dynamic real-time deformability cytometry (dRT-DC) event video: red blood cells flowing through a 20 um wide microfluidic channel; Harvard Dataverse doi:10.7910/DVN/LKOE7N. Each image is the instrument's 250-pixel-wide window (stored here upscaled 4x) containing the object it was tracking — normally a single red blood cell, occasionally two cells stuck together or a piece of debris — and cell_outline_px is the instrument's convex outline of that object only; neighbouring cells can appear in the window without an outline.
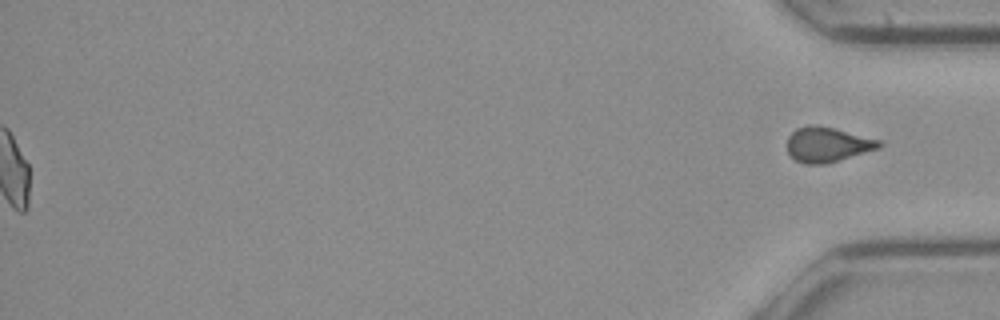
{"species": "common noctule bat (a hibernating species)", "species_latin": "Nyctalus noctula", "temperature_condition": "cold", "stored_images_in_passage": 51, "segment_of_instrument_passage": [2, 2], "camera_frame_rate_fps": 3000, "um_per_image_px": 0.085, "animal": {"sex": "female", "body_mass_g": 21.9}, "frame": {"image": 1, "passage_image": 51, "time_ms": 16.667, "image_size_px": [1000, 320], "cell_outline_px": [[884, 144], [880, 148], [824, 164], [804, 164], [796, 160], [788, 152], [788, 136], [796, 128], [808, 124], [816, 124], [880, 140]], "centroid_in_image_um": [70.32, 12.28], "position_along_channel_um": 364.9, "area_um2": 18.55}}